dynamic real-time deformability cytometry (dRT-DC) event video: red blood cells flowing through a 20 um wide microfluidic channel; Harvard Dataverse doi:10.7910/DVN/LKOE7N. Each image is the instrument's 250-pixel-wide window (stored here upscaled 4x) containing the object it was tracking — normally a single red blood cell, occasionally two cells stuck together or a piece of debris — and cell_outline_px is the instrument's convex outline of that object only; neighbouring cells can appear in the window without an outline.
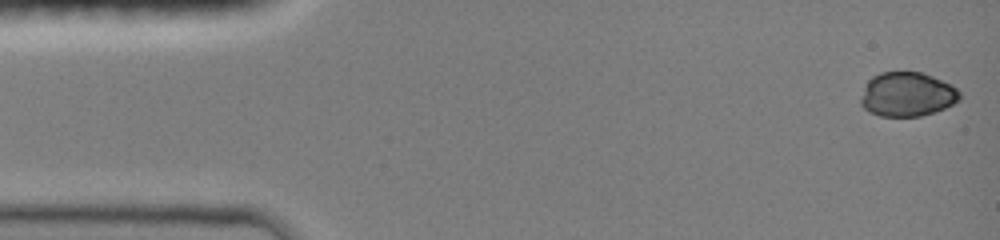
{"species": "common noctule bat (a hibernating species)", "species_latin": "Nyctalus noctula", "temperature_condition": "room temperature", "stored_images_in_passage": 9, "camera_frame_rate_fps": 3000, "um_per_image_px": 0.085, "animal": {"sex": "female", "body_mass_g": 19.0, "forearm_length_mm": 51.5}, "frame": {"image": 1, "passage_image": 1, "time_ms": 0.0, "image_size_px": [1000, 240], "cell_outline_px": [[960, 100], [944, 108], [920, 116], [880, 116], [868, 112], [860, 104], [860, 96], [868, 80], [872, 76], [880, 72], [920, 72], [932, 76], [956, 88], [960, 92]], "centroid_in_image_um": [77.06, 8.02], "position_along_channel_um": 7.9, "area_um2": 25.43}}
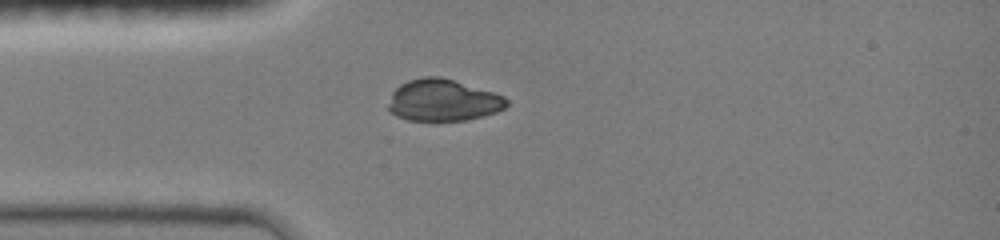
{"frame": {"image": 2, "passage_image": 7, "time_ms": 3.667, "image_size_px": [1000, 240], "cell_outline_px": [[508, 104], [504, 108], [496, 112], [464, 120], [408, 120], [396, 116], [388, 108], [388, 104], [392, 92], [400, 84], [408, 80], [424, 76], [440, 76], [492, 92], [504, 96], [508, 100]], "centroid_in_image_um": [37.63, 8.51], "position_along_channel_um": 47.4, "area_um2": 28.5}}
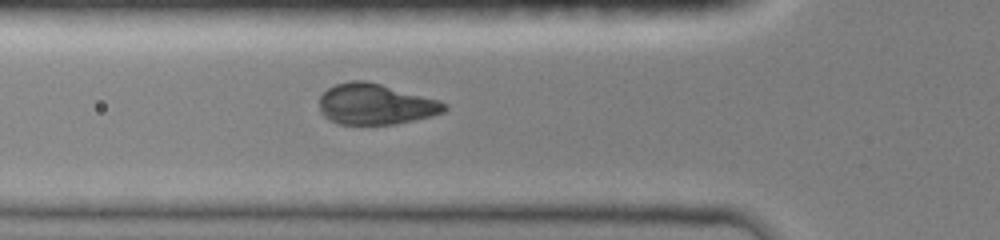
{"frame": {"image": 3, "passage_image": 9, "time_ms": 5.0, "image_size_px": [1000, 240], "cell_outline_px": [[448, 108], [444, 112], [432, 116], [396, 124], [340, 124], [328, 120], [320, 112], [320, 96], [328, 88], [336, 84], [352, 80], [364, 80], [380, 84], [440, 100], [448, 104]], "centroid_in_image_um": [31.93, 8.86], "position_along_channel_um": 93.9, "area_um2": 29.77}}